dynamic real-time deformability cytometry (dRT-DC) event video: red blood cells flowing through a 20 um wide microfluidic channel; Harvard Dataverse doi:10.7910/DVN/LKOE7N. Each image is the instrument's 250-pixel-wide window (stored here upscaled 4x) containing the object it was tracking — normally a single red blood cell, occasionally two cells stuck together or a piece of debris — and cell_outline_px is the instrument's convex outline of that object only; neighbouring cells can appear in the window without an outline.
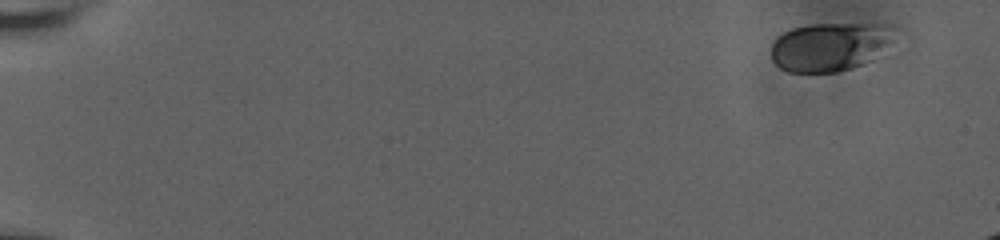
{"species": "human", "species_latin": "Homo sapiens", "temperature_condition": "room temperature", "stored_images_in_passage": 58, "camera_frame_rate_fps": 3000, "um_per_image_px": 0.085, "donor": {"sex": "male"}, "frame": {"image": 1, "passage_image": 1, "time_ms": 0.0, "image_size_px": [1000, 240], "cell_outline_px": [[900, 28], [872, 60], [852, 68], [836, 72], [788, 72], [780, 68], [772, 60], [772, 44], [776, 36], [792, 28], [812, 24], [892, 24]], "centroid_in_image_um": [70.53, 3.95], "position_along_channel_um": 14.5, "area_um2": 34.97}}
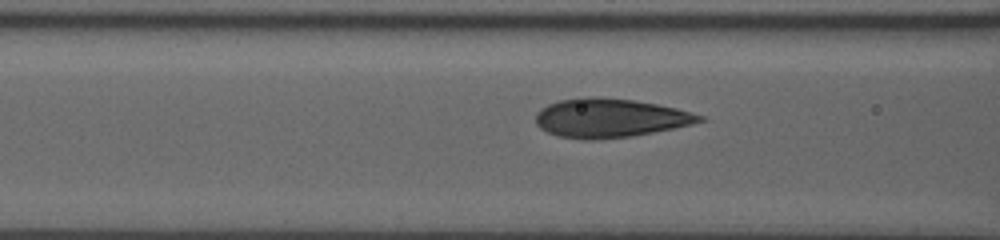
{"frame": {"image": 2, "passage_image": 24, "time_ms": 7.667, "image_size_px": [1000, 240], "cell_outline_px": [[708, 120], [692, 124], [632, 136], [592, 140], [588, 140], [560, 136], [548, 132], [540, 128], [536, 124], [536, 112], [540, 108], [548, 104], [560, 100], [580, 96], [600, 96], [632, 100], [656, 104], [676, 108], [692, 112], [704, 116]], "centroid_in_image_um": [51.83, 10.01], "position_along_channel_um": 114.8, "area_um2": 37.22}}
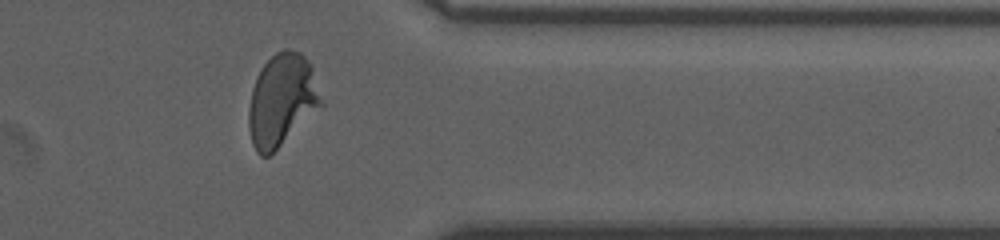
{"frame": {"image": 3, "passage_image": 47, "time_ms": 15.333, "image_size_px": [1000, 240], "cell_outline_px": [[324, 104], [268, 156], [260, 156], [256, 152], [252, 144], [248, 128], [248, 112], [252, 88], [256, 76], [260, 68], [276, 52], [284, 48], [288, 48], [300, 52], [312, 64]], "centroid_in_image_um": [23.96, 8.48], "position_along_channel_um": 387.4, "area_um2": 39.07}}